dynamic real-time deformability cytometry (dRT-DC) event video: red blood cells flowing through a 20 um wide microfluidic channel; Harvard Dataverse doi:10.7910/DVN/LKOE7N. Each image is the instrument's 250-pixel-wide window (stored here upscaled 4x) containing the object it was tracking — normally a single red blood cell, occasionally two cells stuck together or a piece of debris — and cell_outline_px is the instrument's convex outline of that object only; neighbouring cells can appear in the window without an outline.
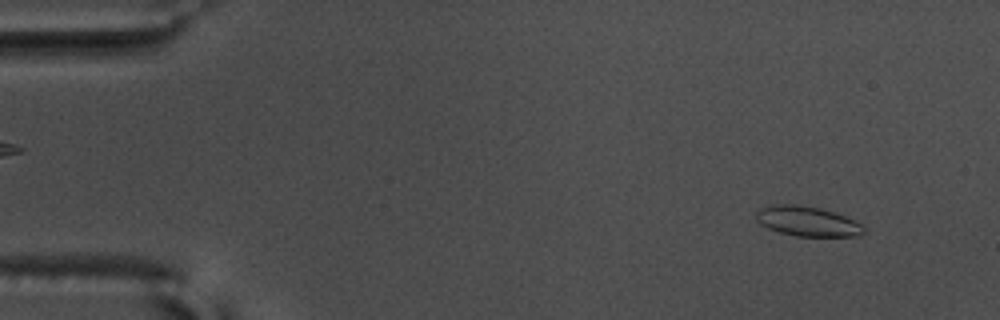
{"species": "common noctule bat (a hibernating species)", "species_latin": "Nyctalus noctula", "temperature_condition": "warm", "stored_images_in_passage": 55, "camera_frame_rate_fps": 3000, "um_per_image_px": 0.085, "animal": {"sex": "male", "body_mass_g": 17.5, "forearm_length_mm": 52.3}, "frame": {"image": 1, "passage_image": 3, "time_ms": 0.667, "image_size_px": [1000, 320], "cell_outline_px": [[864, 232], [860, 236], [796, 236], [780, 232], [768, 228], [760, 224], [756, 220], [756, 212], [760, 208], [772, 204], [796, 204], [820, 208], [844, 216], [860, 224], [864, 228]], "centroid_in_image_um": [68.58, 18.8], "position_along_channel_um": 16.4, "area_um2": 18.61}}
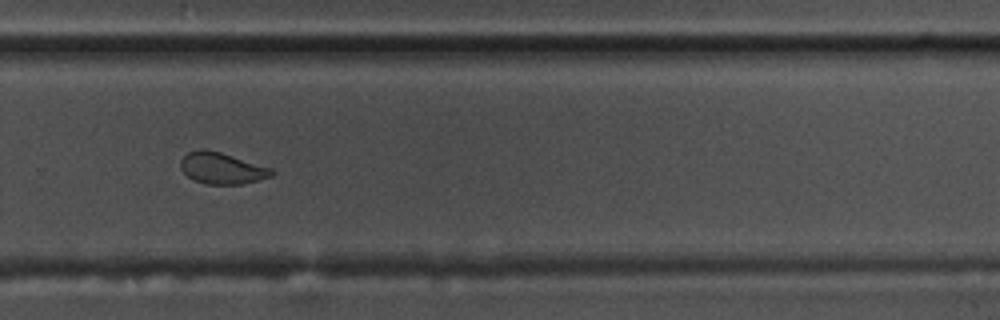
{"frame": {"image": 2, "passage_image": 37, "time_ms": 12.0, "image_size_px": [1000, 320], "cell_outline_px": [[276, 172], [272, 176], [260, 180], [244, 184], [208, 184], [192, 180], [180, 168], [180, 160], [188, 152], [200, 148], [204, 148], [220, 152], [272, 168]], "centroid_in_image_um": [18.87, 14.3], "position_along_channel_um": 310.9, "area_um2": 16.82}}
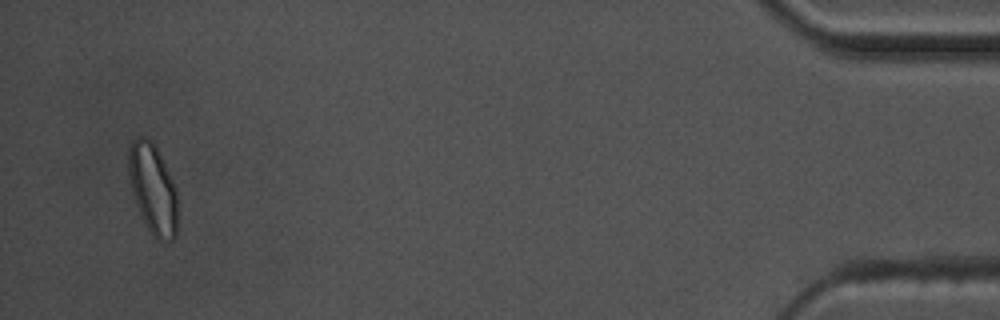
{"frame": {"image": 3, "passage_image": 53, "time_ms": 17.333, "image_size_px": [1000, 320], "cell_outline_px": [[176, 236], [172, 240], [156, 240], [152, 236], [144, 224], [136, 204], [132, 192], [128, 172], [128, 148], [132, 140], [140, 136], [148, 136], [152, 140], [176, 188]], "centroid_in_image_um": [12.96, 16.05], "position_along_channel_um": 422.2, "area_um2": 25.72}, "authors_computed_cell_mechanics": {"area_um2": 17.8024, "velocity_mm_per_s": 3.5926, "shape_relaxation_time_tau1_ms": 11.1245, "shape_relaxation_time_tau2_ms": 1.0471, "deformation_change_tau1": 0.1829, "deformation_change_tau2": 0.0636}}